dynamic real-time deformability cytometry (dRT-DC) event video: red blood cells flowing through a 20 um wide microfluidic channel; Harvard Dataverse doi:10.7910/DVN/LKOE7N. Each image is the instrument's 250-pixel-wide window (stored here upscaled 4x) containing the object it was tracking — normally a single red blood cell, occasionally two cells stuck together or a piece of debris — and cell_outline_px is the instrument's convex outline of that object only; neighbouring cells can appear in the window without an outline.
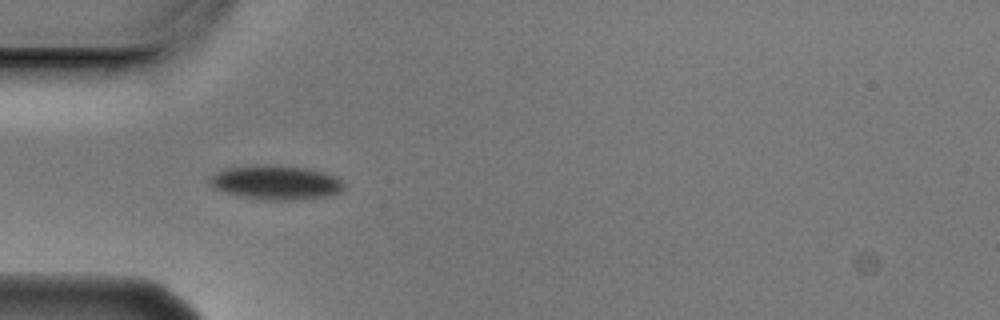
{"species": "Egyptian fruit bat (a non-hibernating species)", "species_latin": "Rousettus aegyptiacus", "temperature_condition": "cold", "stored_images_in_passage": 2, "camera_frame_rate_fps": 3000, "um_per_image_px": 0.085, "animal": {"sex": "male"}, "frame": {"image": 1, "passage_image": 1, "time_ms": 0.0, "image_size_px": [1000, 320], "cell_outline_px": [[344, 188], [340, 192], [332, 196], [300, 200], [268, 200], [240, 196], [224, 192], [212, 188], [208, 184], [208, 176], [216, 172], [228, 168], [308, 168], [324, 172], [336, 176], [344, 184]], "centroid_in_image_um": [23.48, 15.58], "position_along_channel_um": 61.5, "area_um2": 26.01}}
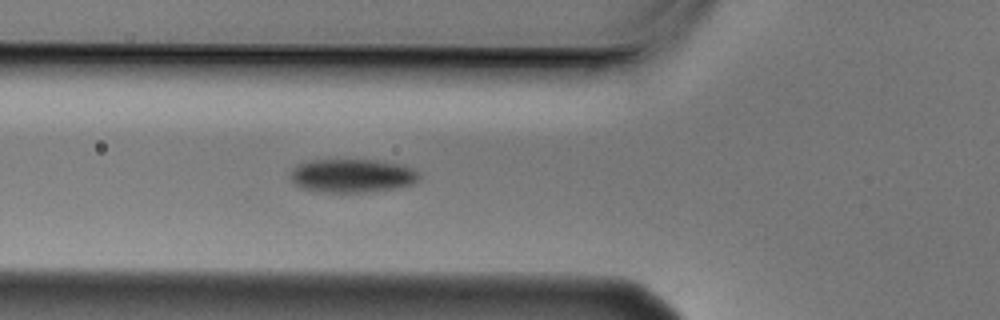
{"frame": {"image": 2, "passage_image": 2, "time_ms": 0.333, "image_size_px": [1000, 320], "cell_outline_px": [[420, 180], [412, 184], [396, 188], [364, 192], [312, 192], [300, 188], [288, 176], [288, 172], [296, 164], [312, 160], [380, 160], [404, 164], [420, 172]], "centroid_in_image_um": [29.92, 14.93], "position_along_channel_um": 95.9, "area_um2": 25.78}}